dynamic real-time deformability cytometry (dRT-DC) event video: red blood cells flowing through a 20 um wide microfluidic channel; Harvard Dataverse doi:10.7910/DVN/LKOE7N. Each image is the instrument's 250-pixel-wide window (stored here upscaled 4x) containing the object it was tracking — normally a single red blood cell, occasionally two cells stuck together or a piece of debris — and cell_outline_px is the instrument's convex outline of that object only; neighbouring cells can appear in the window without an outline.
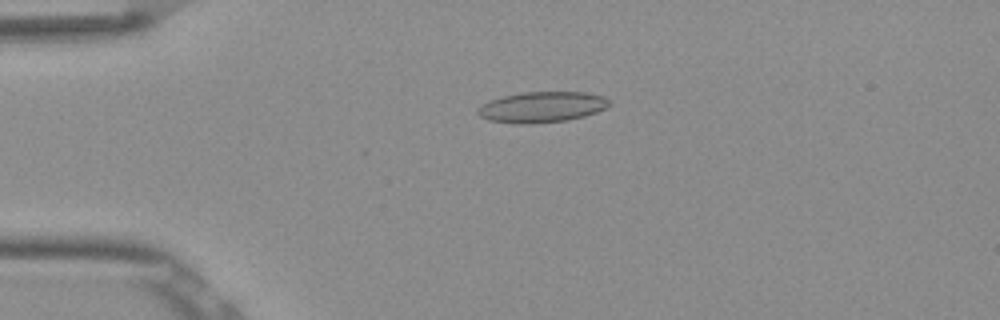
{"species": "Egyptian fruit bat (a non-hibernating species)", "species_latin": "Rousettus aegyptiacus", "temperature_condition": "room temperature", "stored_images_in_passage": 52, "camera_frame_rate_fps": 3000, "um_per_image_px": 0.085, "frame": {"image": 1, "passage_image": 12, "time_ms": 3.667, "image_size_px": [1000, 320], "cell_outline_px": [[608, 104], [604, 108], [596, 112], [584, 116], [568, 120], [532, 124], [520, 124], [488, 120], [480, 116], [476, 112], [476, 108], [480, 104], [488, 100], [500, 96], [524, 92], [584, 92], [604, 96], [608, 100]], "centroid_in_image_um": [45.98, 9.1], "position_along_channel_um": 39.0, "area_um2": 23.7}}
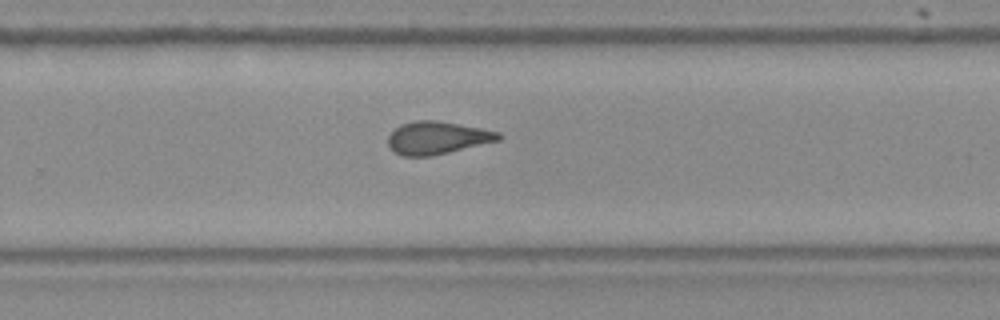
{"frame": {"image": 2, "passage_image": 34, "time_ms": 11.0, "image_size_px": [1000, 320], "cell_outline_px": [[500, 140], [432, 156], [400, 156], [388, 148], [388, 136], [400, 124], [416, 120], [436, 120], [480, 128], [500, 132]], "centroid_in_image_um": [37.12, 11.72], "position_along_channel_um": 292.7, "area_um2": 21.04}}
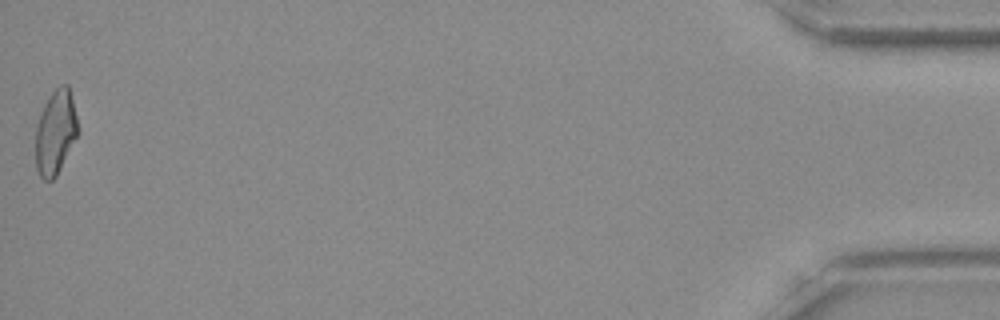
{"frame": {"image": 3, "passage_image": 52, "time_ms": 17.0, "image_size_px": [1000, 320], "cell_outline_px": [[80, 132], [56, 176], [52, 180], [44, 180], [40, 176], [36, 168], [36, 124], [40, 112], [44, 104], [52, 92], [60, 84], [68, 84]], "centroid_in_image_um": [4.72, 11.24], "position_along_channel_um": 430.5, "area_um2": 20.87}, "authors_computed_cell_mechanics": {"area_um2": 21.2415, "velocity_mm_per_s": 3.8886, "shape_relaxation_time_tau1_ms": null, "shape_relaxation_time_tau2_ms": 1.9781, "deformation_change_tau1": null, "deformation_change_tau2": 0.0849}}